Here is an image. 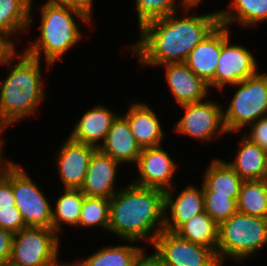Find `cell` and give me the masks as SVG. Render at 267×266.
<instances>
[{"instance_id":"obj_1","label":"cell","mask_w":267,"mask_h":266,"mask_svg":"<svg viewBox=\"0 0 267 266\" xmlns=\"http://www.w3.org/2000/svg\"><path fill=\"white\" fill-rule=\"evenodd\" d=\"M195 10L189 13L183 9L181 15L175 12L144 24L138 41L126 45L127 50L136 55L141 67L185 62L192 49L219 24V11L199 15Z\"/></svg>"},{"instance_id":"obj_2","label":"cell","mask_w":267,"mask_h":266,"mask_svg":"<svg viewBox=\"0 0 267 266\" xmlns=\"http://www.w3.org/2000/svg\"><path fill=\"white\" fill-rule=\"evenodd\" d=\"M164 224L165 192L160 189L129 182L110 199L108 232L118 239L152 245Z\"/></svg>"},{"instance_id":"obj_3","label":"cell","mask_w":267,"mask_h":266,"mask_svg":"<svg viewBox=\"0 0 267 266\" xmlns=\"http://www.w3.org/2000/svg\"><path fill=\"white\" fill-rule=\"evenodd\" d=\"M17 57V58H16ZM18 59V60H17ZM15 63V64H14ZM40 59L27 55L14 48L1 62L9 70L4 79H0V131L25 118L36 114L39 105L45 100V82ZM45 80V82H44Z\"/></svg>"},{"instance_id":"obj_4","label":"cell","mask_w":267,"mask_h":266,"mask_svg":"<svg viewBox=\"0 0 267 266\" xmlns=\"http://www.w3.org/2000/svg\"><path fill=\"white\" fill-rule=\"evenodd\" d=\"M32 0L30 8V24L31 28L35 17L33 13L39 11L40 25L38 37L31 40L29 46L23 51L36 59L45 61L46 71L50 70L52 66L58 61H61L65 54L80 41L83 42V31L80 29L82 26L78 24L80 22L85 23L88 26L93 23L87 15L81 11L66 7L59 6L43 0L40 7L33 3ZM37 7V8H36ZM77 19V20H76ZM43 56V57H42ZM44 58V60H42Z\"/></svg>"},{"instance_id":"obj_5","label":"cell","mask_w":267,"mask_h":266,"mask_svg":"<svg viewBox=\"0 0 267 266\" xmlns=\"http://www.w3.org/2000/svg\"><path fill=\"white\" fill-rule=\"evenodd\" d=\"M266 244L267 218L237 211L219 225L216 257L222 266L228 259L239 264L258 254Z\"/></svg>"},{"instance_id":"obj_6","label":"cell","mask_w":267,"mask_h":266,"mask_svg":"<svg viewBox=\"0 0 267 266\" xmlns=\"http://www.w3.org/2000/svg\"><path fill=\"white\" fill-rule=\"evenodd\" d=\"M229 87H235L227 108L223 111L226 132L235 134L246 129L258 119L267 116V72H257L245 80Z\"/></svg>"},{"instance_id":"obj_7","label":"cell","mask_w":267,"mask_h":266,"mask_svg":"<svg viewBox=\"0 0 267 266\" xmlns=\"http://www.w3.org/2000/svg\"><path fill=\"white\" fill-rule=\"evenodd\" d=\"M61 237L47 227H26L14 233L9 264L12 266H58Z\"/></svg>"},{"instance_id":"obj_8","label":"cell","mask_w":267,"mask_h":266,"mask_svg":"<svg viewBox=\"0 0 267 266\" xmlns=\"http://www.w3.org/2000/svg\"><path fill=\"white\" fill-rule=\"evenodd\" d=\"M230 28L221 25V53L217 62L213 80L208 84L209 90L218 89L219 92L230 85L245 80L259 70L256 56L249 48L231 43Z\"/></svg>"},{"instance_id":"obj_9","label":"cell","mask_w":267,"mask_h":266,"mask_svg":"<svg viewBox=\"0 0 267 266\" xmlns=\"http://www.w3.org/2000/svg\"><path fill=\"white\" fill-rule=\"evenodd\" d=\"M12 188L15 206L27 227L52 228V206L23 165L12 160Z\"/></svg>"},{"instance_id":"obj_10","label":"cell","mask_w":267,"mask_h":266,"mask_svg":"<svg viewBox=\"0 0 267 266\" xmlns=\"http://www.w3.org/2000/svg\"><path fill=\"white\" fill-rule=\"evenodd\" d=\"M209 98L208 96L202 101L181 105L184 115L176 121L174 133L203 143L228 135L223 123V104Z\"/></svg>"},{"instance_id":"obj_11","label":"cell","mask_w":267,"mask_h":266,"mask_svg":"<svg viewBox=\"0 0 267 266\" xmlns=\"http://www.w3.org/2000/svg\"><path fill=\"white\" fill-rule=\"evenodd\" d=\"M151 246L164 266H222L211 248L194 244L175 232L163 230Z\"/></svg>"},{"instance_id":"obj_12","label":"cell","mask_w":267,"mask_h":266,"mask_svg":"<svg viewBox=\"0 0 267 266\" xmlns=\"http://www.w3.org/2000/svg\"><path fill=\"white\" fill-rule=\"evenodd\" d=\"M135 165L138 168L137 177L132 183L138 186L157 188L165 192L176 185L174 179L178 169L177 162L162 145L142 148Z\"/></svg>"},{"instance_id":"obj_13","label":"cell","mask_w":267,"mask_h":266,"mask_svg":"<svg viewBox=\"0 0 267 266\" xmlns=\"http://www.w3.org/2000/svg\"><path fill=\"white\" fill-rule=\"evenodd\" d=\"M55 152L54 167L63 189H81L92 154L98 149L93 145L76 142L69 137Z\"/></svg>"},{"instance_id":"obj_14","label":"cell","mask_w":267,"mask_h":266,"mask_svg":"<svg viewBox=\"0 0 267 266\" xmlns=\"http://www.w3.org/2000/svg\"><path fill=\"white\" fill-rule=\"evenodd\" d=\"M176 186L165 191L164 230L170 232H175L183 223L205 211L202 186L198 188L191 183L177 193Z\"/></svg>"},{"instance_id":"obj_15","label":"cell","mask_w":267,"mask_h":266,"mask_svg":"<svg viewBox=\"0 0 267 266\" xmlns=\"http://www.w3.org/2000/svg\"><path fill=\"white\" fill-rule=\"evenodd\" d=\"M121 164L97 149L89 162L82 193L87 197H104L111 199L121 188L116 179Z\"/></svg>"},{"instance_id":"obj_16","label":"cell","mask_w":267,"mask_h":266,"mask_svg":"<svg viewBox=\"0 0 267 266\" xmlns=\"http://www.w3.org/2000/svg\"><path fill=\"white\" fill-rule=\"evenodd\" d=\"M165 70V80L169 92L178 106L199 102L206 99L210 90L187 65L183 63H169L158 66Z\"/></svg>"},{"instance_id":"obj_17","label":"cell","mask_w":267,"mask_h":266,"mask_svg":"<svg viewBox=\"0 0 267 266\" xmlns=\"http://www.w3.org/2000/svg\"><path fill=\"white\" fill-rule=\"evenodd\" d=\"M128 108L127 112L121 115L127 120L140 148L162 145L166 133L154 108L145 101H133Z\"/></svg>"},{"instance_id":"obj_18","label":"cell","mask_w":267,"mask_h":266,"mask_svg":"<svg viewBox=\"0 0 267 266\" xmlns=\"http://www.w3.org/2000/svg\"><path fill=\"white\" fill-rule=\"evenodd\" d=\"M103 103L95 104L88 108L74 124L69 138L84 144L93 145L99 148L105 141L113 121L119 115L114 109L107 108Z\"/></svg>"},{"instance_id":"obj_19","label":"cell","mask_w":267,"mask_h":266,"mask_svg":"<svg viewBox=\"0 0 267 266\" xmlns=\"http://www.w3.org/2000/svg\"><path fill=\"white\" fill-rule=\"evenodd\" d=\"M98 149L121 165H135L141 152L127 120L121 114L113 121L105 141Z\"/></svg>"},{"instance_id":"obj_20","label":"cell","mask_w":267,"mask_h":266,"mask_svg":"<svg viewBox=\"0 0 267 266\" xmlns=\"http://www.w3.org/2000/svg\"><path fill=\"white\" fill-rule=\"evenodd\" d=\"M220 53L221 24H218L192 49L184 63L206 84H209L214 78Z\"/></svg>"},{"instance_id":"obj_21","label":"cell","mask_w":267,"mask_h":266,"mask_svg":"<svg viewBox=\"0 0 267 266\" xmlns=\"http://www.w3.org/2000/svg\"><path fill=\"white\" fill-rule=\"evenodd\" d=\"M238 141V150L228 164L243 180L267 179V151L247 138L244 133Z\"/></svg>"},{"instance_id":"obj_22","label":"cell","mask_w":267,"mask_h":266,"mask_svg":"<svg viewBox=\"0 0 267 266\" xmlns=\"http://www.w3.org/2000/svg\"><path fill=\"white\" fill-rule=\"evenodd\" d=\"M205 168L202 180L203 192H216L238 200L243 179L222 158H213Z\"/></svg>"},{"instance_id":"obj_23","label":"cell","mask_w":267,"mask_h":266,"mask_svg":"<svg viewBox=\"0 0 267 266\" xmlns=\"http://www.w3.org/2000/svg\"><path fill=\"white\" fill-rule=\"evenodd\" d=\"M226 9L219 10V24L241 28H255L267 22V0H231Z\"/></svg>"},{"instance_id":"obj_24","label":"cell","mask_w":267,"mask_h":266,"mask_svg":"<svg viewBox=\"0 0 267 266\" xmlns=\"http://www.w3.org/2000/svg\"><path fill=\"white\" fill-rule=\"evenodd\" d=\"M31 2L32 0H0V35L14 48H17L16 36L29 32Z\"/></svg>"},{"instance_id":"obj_25","label":"cell","mask_w":267,"mask_h":266,"mask_svg":"<svg viewBox=\"0 0 267 266\" xmlns=\"http://www.w3.org/2000/svg\"><path fill=\"white\" fill-rule=\"evenodd\" d=\"M117 245L103 246L101 249L72 262L75 266H131L137 253L144 247L134 240ZM129 243V244H127ZM137 243V244H135ZM139 244V246H138Z\"/></svg>"},{"instance_id":"obj_26","label":"cell","mask_w":267,"mask_h":266,"mask_svg":"<svg viewBox=\"0 0 267 266\" xmlns=\"http://www.w3.org/2000/svg\"><path fill=\"white\" fill-rule=\"evenodd\" d=\"M84 194L80 189H63L52 207V228L60 236L65 225L76 227Z\"/></svg>"},{"instance_id":"obj_27","label":"cell","mask_w":267,"mask_h":266,"mask_svg":"<svg viewBox=\"0 0 267 266\" xmlns=\"http://www.w3.org/2000/svg\"><path fill=\"white\" fill-rule=\"evenodd\" d=\"M219 225L205 212L183 223L175 233L194 244L211 248L216 253Z\"/></svg>"},{"instance_id":"obj_28","label":"cell","mask_w":267,"mask_h":266,"mask_svg":"<svg viewBox=\"0 0 267 266\" xmlns=\"http://www.w3.org/2000/svg\"><path fill=\"white\" fill-rule=\"evenodd\" d=\"M237 211L267 218V179L243 181L237 200Z\"/></svg>"},{"instance_id":"obj_29","label":"cell","mask_w":267,"mask_h":266,"mask_svg":"<svg viewBox=\"0 0 267 266\" xmlns=\"http://www.w3.org/2000/svg\"><path fill=\"white\" fill-rule=\"evenodd\" d=\"M109 213L110 199L84 196L77 228L98 227L108 232Z\"/></svg>"},{"instance_id":"obj_30","label":"cell","mask_w":267,"mask_h":266,"mask_svg":"<svg viewBox=\"0 0 267 266\" xmlns=\"http://www.w3.org/2000/svg\"><path fill=\"white\" fill-rule=\"evenodd\" d=\"M134 8L137 11L136 18H138V28L140 29L152 20L179 12L181 7L178 0H135Z\"/></svg>"},{"instance_id":"obj_31","label":"cell","mask_w":267,"mask_h":266,"mask_svg":"<svg viewBox=\"0 0 267 266\" xmlns=\"http://www.w3.org/2000/svg\"><path fill=\"white\" fill-rule=\"evenodd\" d=\"M203 195L205 212L218 225L237 212V201L234 198L216 192H203Z\"/></svg>"},{"instance_id":"obj_32","label":"cell","mask_w":267,"mask_h":266,"mask_svg":"<svg viewBox=\"0 0 267 266\" xmlns=\"http://www.w3.org/2000/svg\"><path fill=\"white\" fill-rule=\"evenodd\" d=\"M15 206L12 188V160L9 159L0 172V209Z\"/></svg>"},{"instance_id":"obj_33","label":"cell","mask_w":267,"mask_h":266,"mask_svg":"<svg viewBox=\"0 0 267 266\" xmlns=\"http://www.w3.org/2000/svg\"><path fill=\"white\" fill-rule=\"evenodd\" d=\"M26 227L22 214L16 206L0 209V228L14 234Z\"/></svg>"},{"instance_id":"obj_34","label":"cell","mask_w":267,"mask_h":266,"mask_svg":"<svg viewBox=\"0 0 267 266\" xmlns=\"http://www.w3.org/2000/svg\"><path fill=\"white\" fill-rule=\"evenodd\" d=\"M247 130H249L248 134L244 132V135L267 151V116L252 123Z\"/></svg>"},{"instance_id":"obj_35","label":"cell","mask_w":267,"mask_h":266,"mask_svg":"<svg viewBox=\"0 0 267 266\" xmlns=\"http://www.w3.org/2000/svg\"><path fill=\"white\" fill-rule=\"evenodd\" d=\"M46 2L77 9L93 20L94 0H45Z\"/></svg>"},{"instance_id":"obj_36","label":"cell","mask_w":267,"mask_h":266,"mask_svg":"<svg viewBox=\"0 0 267 266\" xmlns=\"http://www.w3.org/2000/svg\"><path fill=\"white\" fill-rule=\"evenodd\" d=\"M13 235V233L0 228V266H6L10 262Z\"/></svg>"},{"instance_id":"obj_37","label":"cell","mask_w":267,"mask_h":266,"mask_svg":"<svg viewBox=\"0 0 267 266\" xmlns=\"http://www.w3.org/2000/svg\"><path fill=\"white\" fill-rule=\"evenodd\" d=\"M143 247L133 259L131 266H164L160 255L154 250V253L146 254Z\"/></svg>"},{"instance_id":"obj_38","label":"cell","mask_w":267,"mask_h":266,"mask_svg":"<svg viewBox=\"0 0 267 266\" xmlns=\"http://www.w3.org/2000/svg\"><path fill=\"white\" fill-rule=\"evenodd\" d=\"M13 49L14 47L0 35V64Z\"/></svg>"},{"instance_id":"obj_39","label":"cell","mask_w":267,"mask_h":266,"mask_svg":"<svg viewBox=\"0 0 267 266\" xmlns=\"http://www.w3.org/2000/svg\"><path fill=\"white\" fill-rule=\"evenodd\" d=\"M202 1L204 0H179V5L181 6L180 10L189 9L192 11L193 8H196L200 3H203Z\"/></svg>"},{"instance_id":"obj_40","label":"cell","mask_w":267,"mask_h":266,"mask_svg":"<svg viewBox=\"0 0 267 266\" xmlns=\"http://www.w3.org/2000/svg\"><path fill=\"white\" fill-rule=\"evenodd\" d=\"M5 142H3L1 145H0V172H1V169L2 167L4 166V164L9 160L8 157L5 158Z\"/></svg>"},{"instance_id":"obj_41","label":"cell","mask_w":267,"mask_h":266,"mask_svg":"<svg viewBox=\"0 0 267 266\" xmlns=\"http://www.w3.org/2000/svg\"><path fill=\"white\" fill-rule=\"evenodd\" d=\"M58 266H75L72 262L70 263L69 261L66 262H61Z\"/></svg>"},{"instance_id":"obj_42","label":"cell","mask_w":267,"mask_h":266,"mask_svg":"<svg viewBox=\"0 0 267 266\" xmlns=\"http://www.w3.org/2000/svg\"><path fill=\"white\" fill-rule=\"evenodd\" d=\"M1 134H2V132L0 131V145L5 141L4 139H2L3 135H1Z\"/></svg>"}]
</instances>
